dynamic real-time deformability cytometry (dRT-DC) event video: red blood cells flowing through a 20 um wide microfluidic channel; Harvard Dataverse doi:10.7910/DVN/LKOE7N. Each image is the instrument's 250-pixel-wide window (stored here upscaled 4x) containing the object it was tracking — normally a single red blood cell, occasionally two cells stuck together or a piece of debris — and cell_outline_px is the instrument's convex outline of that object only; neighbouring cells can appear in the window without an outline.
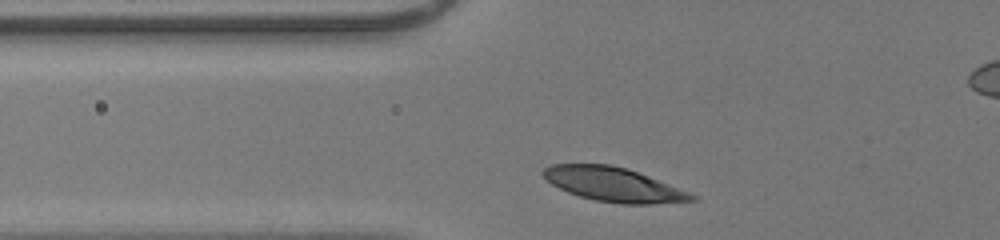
{"species": "human", "species_latin": "Homo sapiens", "temperature_condition": "room temperature", "stored_images_in_passage": 29, "camera_frame_rate_fps": 3000, "um_per_image_px": 0.085, "donor": {"sex": "male"}, "frame": {"image": 1, "passage_image": 5, "time_ms": 1.333, "image_size_px": [1000, 240], "cell_outline_px": [[696, 200], [652, 204], [620, 204], [596, 200], [580, 196], [568, 192], [552, 184], [540, 172], [544, 168], [552, 164], [612, 164], [628, 168], [688, 192], [696, 196]], "centroid_in_image_um": [52.12, 15.67], "position_along_channel_um": 73.7, "area_um2": 29.25}}
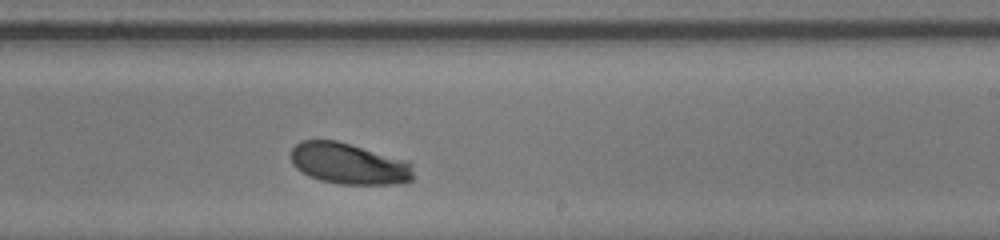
{"frame": {"image": 2, "passage_image": 19, "time_ms": 6.0, "image_size_px": [1000, 240], "cell_outline_px": [[412, 180], [392, 184], [340, 184], [320, 180], [308, 176], [296, 168], [292, 164], [288, 156], [292, 148], [300, 140], [336, 140], [408, 160], [412, 164]], "centroid_in_image_um": [29.61, 13.9], "position_along_channel_um": 259.4, "area_um2": 29.65}}
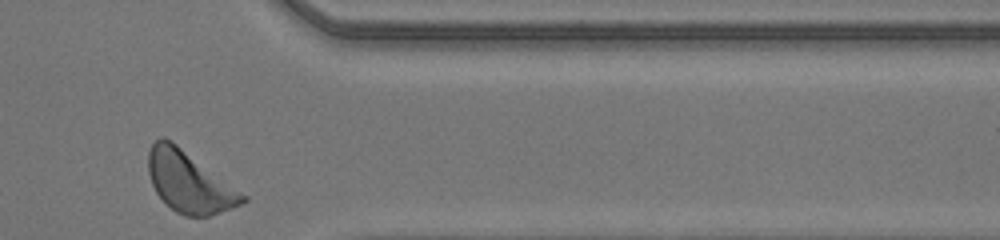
{"frame": {"image": 3, "passage_image": 29, "time_ms": 9.333, "image_size_px": [1000, 240], "cell_outline_px": [[248, 200], [232, 208], [208, 216], [184, 216], [176, 212], [156, 192], [152, 184], [148, 172], [148, 152], [152, 144], [160, 136], [164, 136], [176, 144], [248, 196]], "centroid_in_image_um": [16.08, 15.46], "position_along_channel_um": 395.3, "area_um2": 33.06}, "authors_computed_cell_mechanics": {"area_um2": 30.1138, "velocity_mm_per_s": 4.1763, "shape_relaxation_time_tau1_ms": 1.7006, "shape_relaxation_time_tau2_ms": null, "deformation_change_tau1": 0.1445, "deformation_change_tau2": null}}